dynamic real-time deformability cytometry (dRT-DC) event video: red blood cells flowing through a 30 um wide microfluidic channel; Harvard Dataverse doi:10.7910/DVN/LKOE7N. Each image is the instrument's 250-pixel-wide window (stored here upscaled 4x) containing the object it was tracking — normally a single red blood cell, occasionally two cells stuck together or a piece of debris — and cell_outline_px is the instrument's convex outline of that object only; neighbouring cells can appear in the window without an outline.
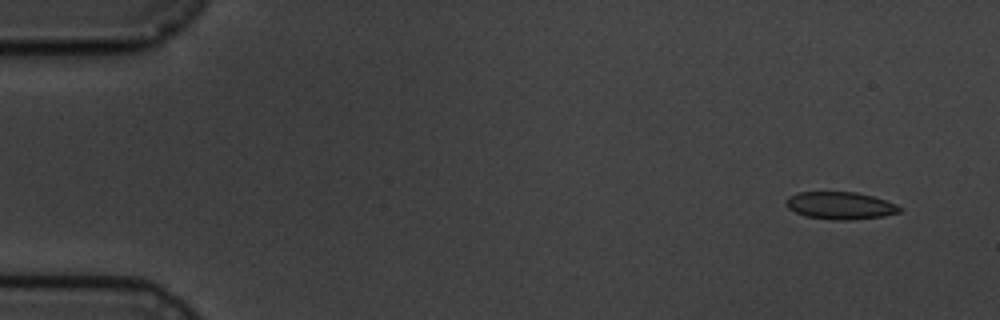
{"species": "common noctule bat (a hibernating species)", "species_latin": "Nyctalus noctula", "temperature_condition": "cold", "stored_images_in_passage": 5, "camera_frame_rate_fps": 3000, "um_per_image_px": 0.085, "animal": {"sex": "male", "body_mass_g": 19.5, "forearm_length_mm": 54.6}, "frame": {"image": 1, "passage_image": 1, "time_ms": 0.0, "image_size_px": [1000, 320], "cell_outline_px": [[900, 212], [884, 216], [848, 220], [832, 220], [804, 216], [788, 208], [788, 196], [800, 192], [856, 192], [872, 196], [896, 204], [900, 208]], "centroid_in_image_um": [71.42, 17.48], "position_along_channel_um": 13.6, "area_um2": 17.92}}
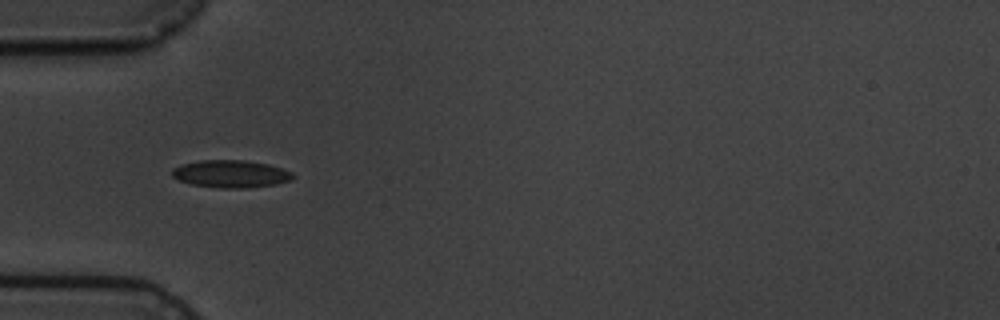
{"frame": {"image": 2, "passage_image": 5, "time_ms": 4.667, "image_size_px": [1000, 320], "cell_outline_px": [[296, 176], [292, 180], [276, 184], [248, 188], [220, 188], [192, 184], [180, 180], [172, 176], [172, 168], [180, 164], [200, 160], [244, 160], [268, 164], [292, 172]], "centroid_in_image_um": [19.63, 14.78], "position_along_channel_um": 65.4, "area_um2": 19.42}}